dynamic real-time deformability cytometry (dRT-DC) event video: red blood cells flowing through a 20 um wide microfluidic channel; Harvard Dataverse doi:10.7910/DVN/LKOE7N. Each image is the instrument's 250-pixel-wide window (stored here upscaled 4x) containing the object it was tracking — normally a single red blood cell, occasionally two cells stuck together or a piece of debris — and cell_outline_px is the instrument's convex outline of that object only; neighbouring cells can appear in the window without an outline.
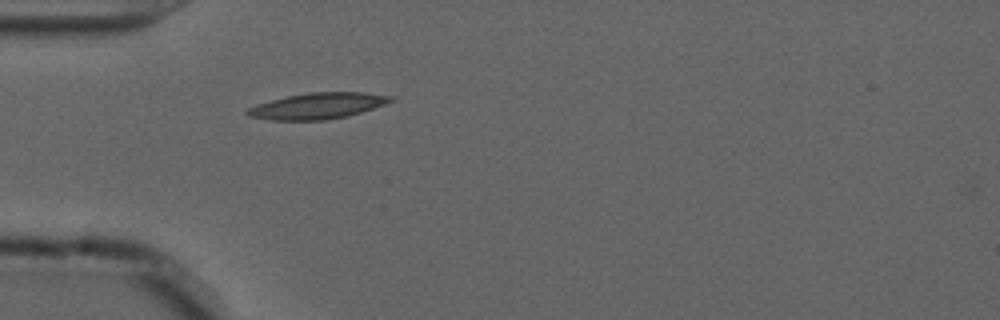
{"species": "common noctule bat (a hibernating species)", "species_latin": "Nyctalus noctula", "temperature_condition": "cold", "stored_images_in_passage": 40, "camera_frame_rate_fps": 3000, "um_per_image_px": 0.085, "animal": {"sex": "male", "forearm_length_mm": 52.5}, "frame": {"image": 1, "passage_image": 1, "time_ms": 0.0, "image_size_px": [1000, 320], "cell_outline_px": [[396, 100], [348, 116], [324, 120], [272, 120], [248, 116], [244, 112], [248, 108], [256, 104], [288, 96], [308, 92], [360, 92], [396, 96]], "centroid_in_image_um": [27.01, 8.99], "position_along_channel_um": 58.0, "area_um2": 21.73}}
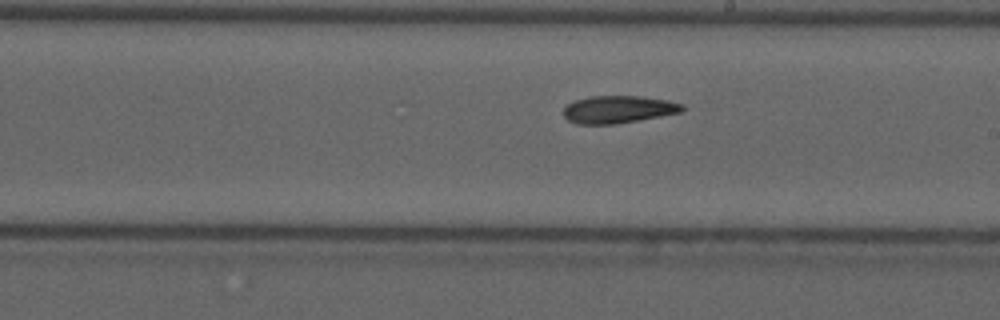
{"frame": {"image": 2, "passage_image": 16, "time_ms": 5.0, "image_size_px": [1000, 320], "cell_outline_px": [[684, 108], [680, 112], [660, 116], [616, 124], [576, 124], [568, 120], [564, 116], [564, 108], [568, 104], [576, 100], [588, 96], [640, 96], [668, 100], [684, 104]], "centroid_in_image_um": [52.55, 9.3], "position_along_channel_um": 236.5, "area_um2": 18.96}}
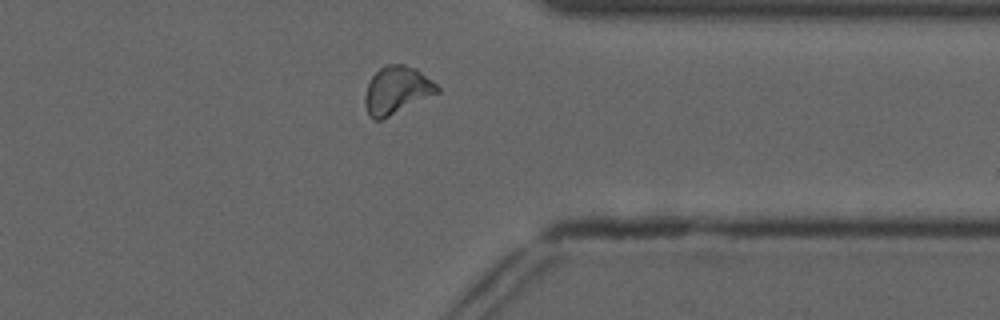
{"frame": {"image": 3, "passage_image": 28, "time_ms": 9.0, "image_size_px": [1000, 320], "cell_outline_px": [[440, 92], [380, 120], [372, 120], [368, 116], [364, 104], [364, 96], [368, 80], [384, 64], [404, 64], [416, 68], [432, 80], [440, 88]], "centroid_in_image_um": [33.69, 7.66], "position_along_channel_um": 377.7, "area_um2": 20.23}}